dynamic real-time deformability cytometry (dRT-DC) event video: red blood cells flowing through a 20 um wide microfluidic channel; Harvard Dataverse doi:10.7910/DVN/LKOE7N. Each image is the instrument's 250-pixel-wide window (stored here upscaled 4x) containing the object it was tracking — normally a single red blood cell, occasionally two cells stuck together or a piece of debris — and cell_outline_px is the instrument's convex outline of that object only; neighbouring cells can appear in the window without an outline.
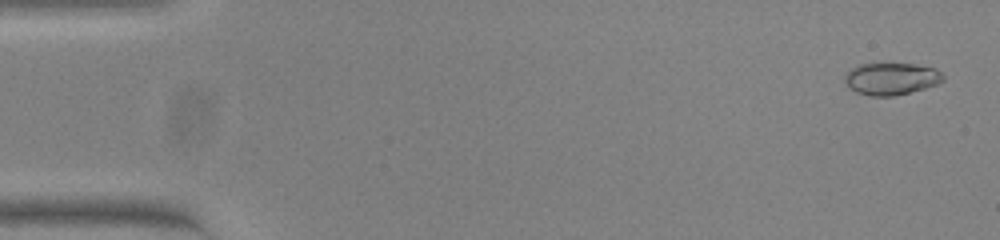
{"species": "common noctule bat (a hibernating species)", "species_latin": "Nyctalus noctula", "temperature_condition": "warm", "stored_images_in_passage": 54, "camera_frame_rate_fps": 3000, "um_per_image_px": 0.085, "animal": {"sex": "female", "body_mass_g": 23.0, "forearm_length_mm": 53.4}, "frame": {"image": 1, "passage_image": 2, "time_ms": 0.333, "image_size_px": [1000, 240], "cell_outline_px": [[944, 80], [940, 84], [896, 96], [872, 96], [856, 92], [844, 80], [844, 76], [852, 68], [860, 64], [916, 64], [932, 68], [940, 72], [944, 76]], "centroid_in_image_um": [75.79, 6.7], "position_along_channel_um": 9.2, "area_um2": 18.26}}
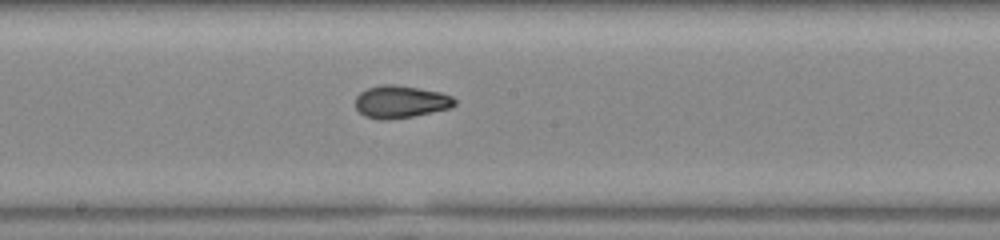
{"frame": {"image": 2, "passage_image": 29, "time_ms": 9.333, "image_size_px": [1000, 240], "cell_outline_px": [[456, 104], [448, 108], [412, 116], [384, 120], [364, 116], [356, 108], [356, 96], [360, 92], [368, 88], [380, 84], [396, 84], [440, 92], [452, 96], [456, 100]], "centroid_in_image_um": [34.03, 8.63], "position_along_channel_um": 214.2, "area_um2": 18.61}}
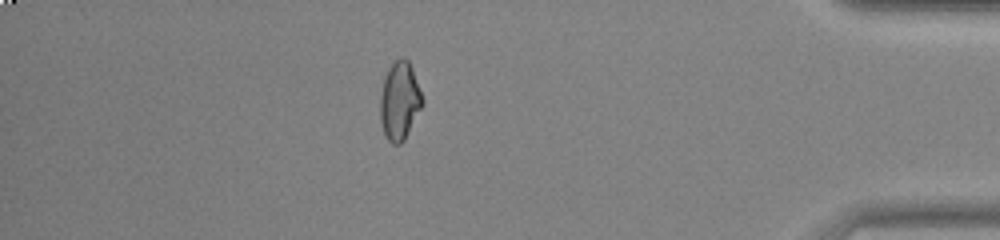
{"frame": {"image": 3, "passage_image": 47, "time_ms": 15.333, "image_size_px": [1000, 240], "cell_outline_px": [[424, 100], [404, 140], [400, 144], [392, 144], [388, 140], [384, 132], [380, 120], [380, 96], [384, 76], [388, 68], [400, 56], [404, 56], [408, 60], [412, 68]], "centroid_in_image_um": [33.95, 8.54], "position_along_channel_um": 401.3, "area_um2": 19.07}, "authors_computed_cell_mechanics": {"area_um2": 18.5249, "velocity_mm_per_s": 3.8245, "shape_relaxation_time_tau1_ms": null, "shape_relaxation_time_tau2_ms": 1.6387, "deformation_change_tau1": null, "deformation_change_tau2": 0.0668}}